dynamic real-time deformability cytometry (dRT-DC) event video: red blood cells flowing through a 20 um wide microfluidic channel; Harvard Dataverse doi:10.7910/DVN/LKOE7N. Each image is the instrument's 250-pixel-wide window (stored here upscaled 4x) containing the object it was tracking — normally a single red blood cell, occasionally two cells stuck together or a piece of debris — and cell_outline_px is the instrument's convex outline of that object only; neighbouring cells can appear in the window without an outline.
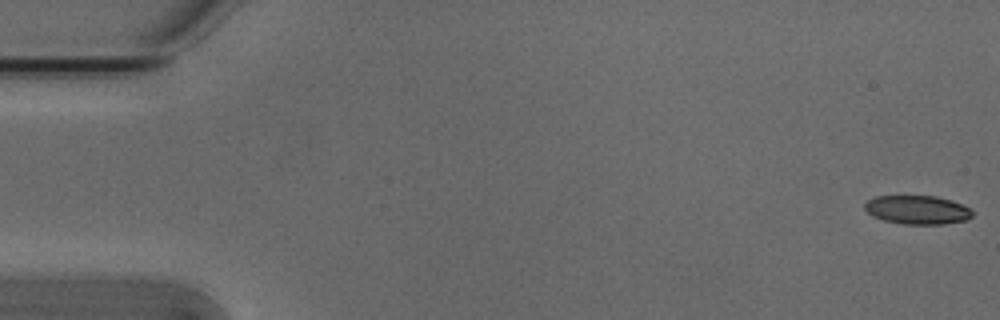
{"species": "Egyptian fruit bat (a non-hibernating species)", "species_latin": "Rousettus aegyptiacus", "temperature_condition": "cold", "stored_images_in_passage": 5, "camera_frame_rate_fps": 3000, "um_per_image_px": 0.085, "animal": {"sex": "male"}, "frame": {"image": 1, "passage_image": 1, "time_ms": 0.0, "image_size_px": [1000, 320], "cell_outline_px": [[972, 216], [968, 220], [944, 224], [904, 224], [884, 220], [872, 216], [864, 208], [864, 204], [868, 200], [876, 196], [936, 196], [952, 200], [972, 208]], "centroid_in_image_um": [78.01, 17.83], "position_along_channel_um": 7.0, "area_um2": 18.15}}
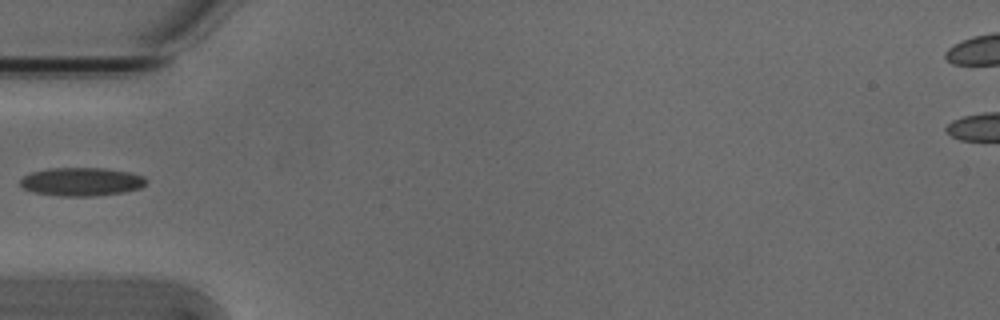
{"frame": {"image": 2, "passage_image": 5, "time_ms": 1.333, "image_size_px": [1000, 320], "cell_outline_px": [[148, 180], [140, 188], [124, 192], [92, 196], [60, 196], [32, 192], [24, 188], [20, 184], [20, 180], [24, 176], [32, 172], [48, 168], [104, 168], [128, 172], [144, 176]], "centroid_in_image_um": [6.92, 15.44], "position_along_channel_um": 78.1, "area_um2": 20.81}}